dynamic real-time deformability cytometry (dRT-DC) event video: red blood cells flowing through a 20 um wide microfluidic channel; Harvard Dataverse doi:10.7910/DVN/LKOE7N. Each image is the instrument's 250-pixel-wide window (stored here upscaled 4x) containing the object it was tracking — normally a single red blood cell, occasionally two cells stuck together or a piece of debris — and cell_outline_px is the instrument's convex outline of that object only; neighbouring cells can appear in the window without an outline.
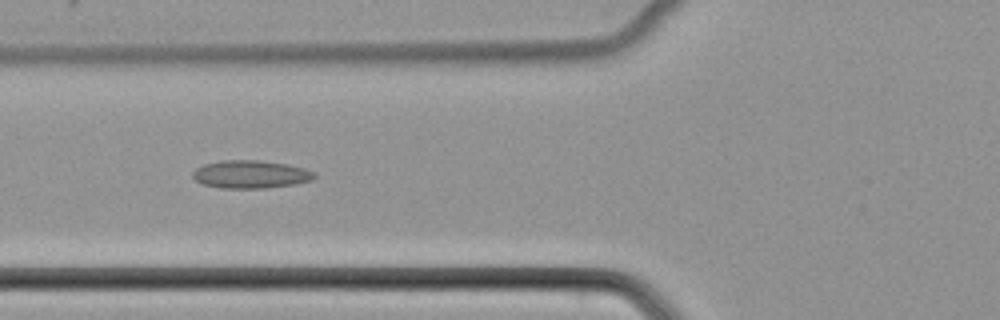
{"species": "common noctule bat (a hibernating species)", "species_latin": "Nyctalus noctula", "temperature_condition": "cold", "stored_images_in_passage": 37, "camera_frame_rate_fps": 3000, "um_per_image_px": 0.085, "animal": {"sex": "female", "body_mass_g": 22.7, "forearm_length_mm": 54.2}, "frame": {"image": 1, "passage_image": 6, "time_ms": 1.667, "image_size_px": [1000, 320], "cell_outline_px": [[316, 176], [312, 180], [296, 184], [264, 188], [220, 188], [204, 184], [196, 180], [192, 176], [192, 172], [196, 168], [204, 164], [220, 160], [260, 160], [288, 164], [304, 168], [316, 172]], "centroid_in_image_um": [21.32, 14.81], "position_along_channel_um": 104.5, "area_um2": 19.94}}